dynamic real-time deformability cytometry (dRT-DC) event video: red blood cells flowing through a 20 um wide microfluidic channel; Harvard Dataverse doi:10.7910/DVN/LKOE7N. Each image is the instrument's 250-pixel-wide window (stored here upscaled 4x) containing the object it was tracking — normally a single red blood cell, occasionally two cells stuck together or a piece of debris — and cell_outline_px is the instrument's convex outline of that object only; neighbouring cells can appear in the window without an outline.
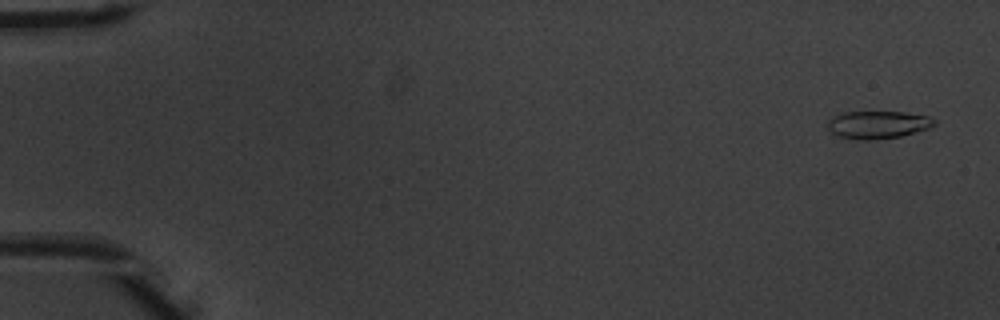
{"species": "common noctule bat (a hibernating species)", "species_latin": "Nyctalus noctula", "temperature_condition": "warm", "stored_images_in_passage": 52, "camera_frame_rate_fps": 3000, "um_per_image_px": 0.085, "animal": {"sex": "male", "body_mass_g": 20.1, "forearm_length_mm": 53.5}, "frame": {"image": 1, "passage_image": 2, "time_ms": 0.333, "image_size_px": [1000, 320], "cell_outline_px": [[936, 124], [928, 128], [916, 132], [900, 136], [868, 140], [860, 140], [840, 136], [832, 132], [828, 128], [828, 120], [832, 116], [844, 112], [904, 112], [928, 116], [936, 120]], "centroid_in_image_um": [74.62, 10.59], "position_along_channel_um": 10.4, "area_um2": 17.05}}
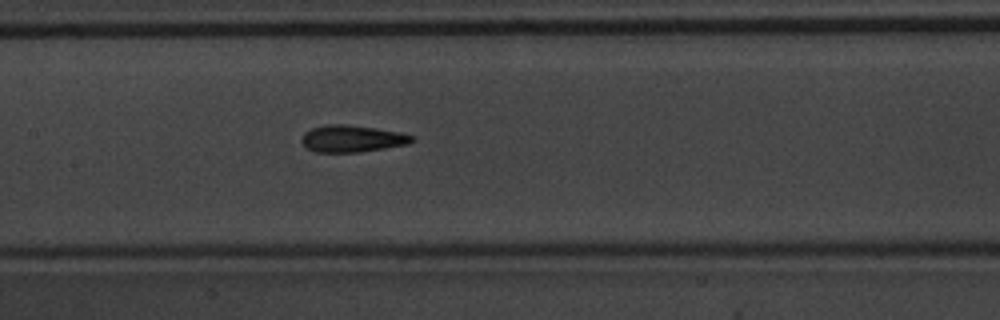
{"frame": {"image": 2, "passage_image": 26, "time_ms": 8.333, "image_size_px": [1000, 320], "cell_outline_px": [[416, 140], [408, 144], [360, 152], [316, 152], [308, 148], [300, 140], [304, 132], [312, 128], [328, 124], [348, 124], [376, 128], [400, 132], [416, 136]], "centroid_in_image_um": [29.96, 11.78], "position_along_channel_um": 177.4, "area_um2": 17.4}}
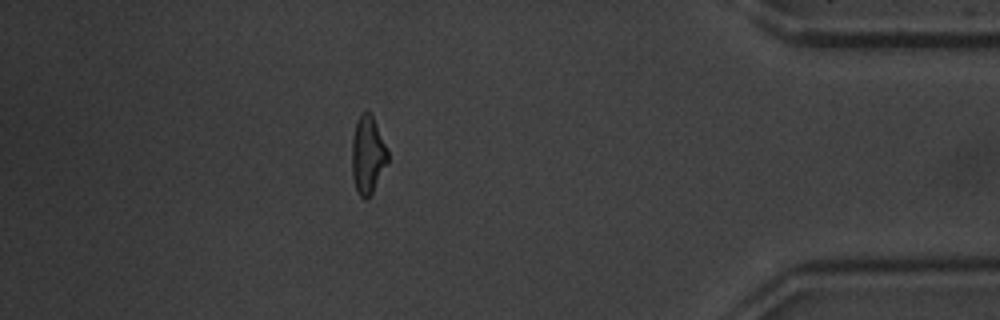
{"frame": {"image": 3, "passage_image": 46, "time_ms": 15.0, "image_size_px": [1000, 320], "cell_outline_px": [[388, 160], [368, 200], [364, 200], [360, 196], [356, 188], [352, 176], [352, 136], [356, 120], [364, 112], [368, 112], [372, 116], [388, 152]], "centroid_in_image_um": [31.23, 13.19], "position_along_channel_um": 404.0, "area_um2": 15.9}, "authors_computed_cell_mechanics": {"area_um2": 16.7909, "velocity_mm_per_s": 3.9643, "shape_relaxation_time_tau1_ms": 4.3592, "shape_relaxation_time_tau2_ms": 1.6021, "deformation_change_tau1": 0.1979, "deformation_change_tau2": 0.0989}}